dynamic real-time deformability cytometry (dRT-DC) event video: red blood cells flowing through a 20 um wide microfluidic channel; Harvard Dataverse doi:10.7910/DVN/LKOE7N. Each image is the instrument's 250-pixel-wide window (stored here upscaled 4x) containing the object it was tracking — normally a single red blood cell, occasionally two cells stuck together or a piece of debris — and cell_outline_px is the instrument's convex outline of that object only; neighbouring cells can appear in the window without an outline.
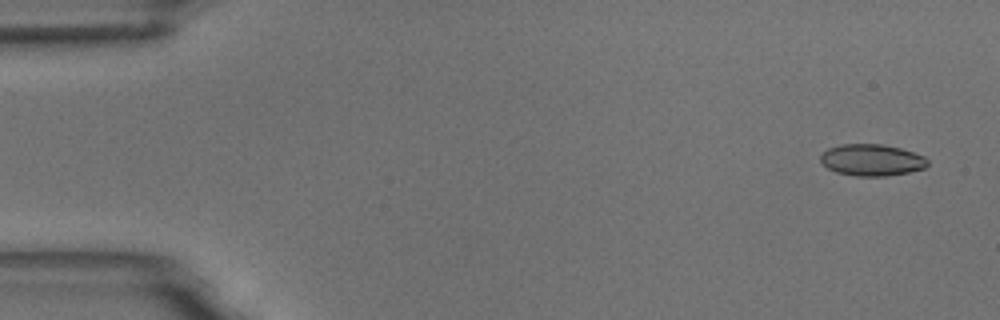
{"species": "common noctule bat (a hibernating species)", "species_latin": "Nyctalus noctula", "temperature_condition": "room temperature", "stored_images_in_passage": 4, "camera_frame_rate_fps": 3000, "um_per_image_px": 0.085, "animal": {"sex": "male", "body_mass_g": 18.8}, "frame": {"image": 1, "passage_image": 1, "time_ms": 0.0, "image_size_px": [1000, 320], "cell_outline_px": [[928, 164], [924, 168], [908, 172], [888, 176], [856, 176], [836, 172], [828, 168], [820, 160], [820, 156], [828, 148], [840, 144], [884, 144], [900, 148], [924, 156], [928, 160]], "centroid_in_image_um": [74.1, 13.6], "position_along_channel_um": 10.9, "area_um2": 19.71}}
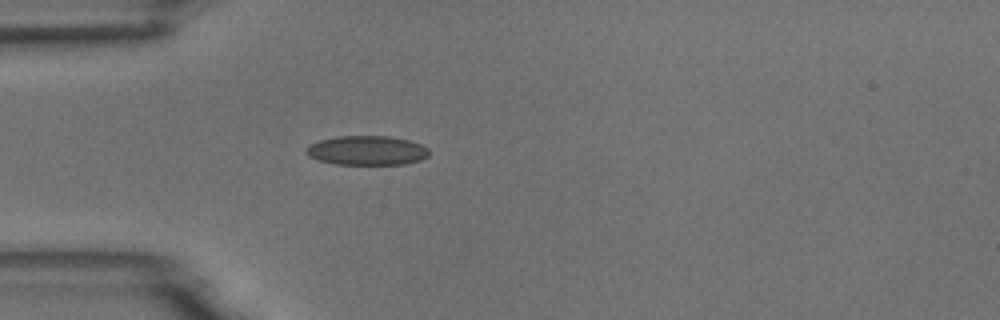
{"frame": {"image": 2, "passage_image": 4, "time_ms": 4.333, "image_size_px": [1000, 320], "cell_outline_px": [[428, 156], [420, 160], [404, 164], [336, 164], [320, 160], [308, 156], [304, 152], [308, 144], [320, 140], [336, 136], [388, 136], [408, 140], [420, 144], [428, 148]], "centroid_in_image_um": [31.16, 12.78], "position_along_channel_um": 53.8, "area_um2": 20.98}}